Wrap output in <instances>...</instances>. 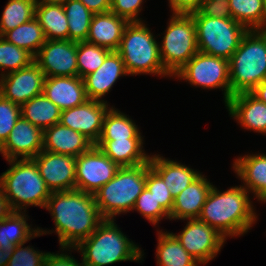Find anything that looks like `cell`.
<instances>
[{
	"label": "cell",
	"instance_id": "obj_1",
	"mask_svg": "<svg viewBox=\"0 0 266 266\" xmlns=\"http://www.w3.org/2000/svg\"><path fill=\"white\" fill-rule=\"evenodd\" d=\"M45 208L51 212L61 248H75L105 220L94 194L77 189L52 192Z\"/></svg>",
	"mask_w": 266,
	"mask_h": 266
},
{
	"label": "cell",
	"instance_id": "obj_2",
	"mask_svg": "<svg viewBox=\"0 0 266 266\" xmlns=\"http://www.w3.org/2000/svg\"><path fill=\"white\" fill-rule=\"evenodd\" d=\"M226 236L242 235L257 221L249 192L242 186L220 192L212 186L198 217Z\"/></svg>",
	"mask_w": 266,
	"mask_h": 266
},
{
	"label": "cell",
	"instance_id": "obj_3",
	"mask_svg": "<svg viewBox=\"0 0 266 266\" xmlns=\"http://www.w3.org/2000/svg\"><path fill=\"white\" fill-rule=\"evenodd\" d=\"M115 219H105L98 228L86 239L82 240L74 249L80 251L85 266H105L120 261L142 260L139 246L124 235Z\"/></svg>",
	"mask_w": 266,
	"mask_h": 266
},
{
	"label": "cell",
	"instance_id": "obj_4",
	"mask_svg": "<svg viewBox=\"0 0 266 266\" xmlns=\"http://www.w3.org/2000/svg\"><path fill=\"white\" fill-rule=\"evenodd\" d=\"M231 97L266 80V30H248L229 60Z\"/></svg>",
	"mask_w": 266,
	"mask_h": 266
},
{
	"label": "cell",
	"instance_id": "obj_5",
	"mask_svg": "<svg viewBox=\"0 0 266 266\" xmlns=\"http://www.w3.org/2000/svg\"><path fill=\"white\" fill-rule=\"evenodd\" d=\"M8 162L11 166L0 176V187L12 211L21 212L30 205L45 208L52 192L36 163L32 159H12Z\"/></svg>",
	"mask_w": 266,
	"mask_h": 266
},
{
	"label": "cell",
	"instance_id": "obj_6",
	"mask_svg": "<svg viewBox=\"0 0 266 266\" xmlns=\"http://www.w3.org/2000/svg\"><path fill=\"white\" fill-rule=\"evenodd\" d=\"M148 162L120 167L115 176L94 193L95 203L104 219L132 211L135 201L145 188Z\"/></svg>",
	"mask_w": 266,
	"mask_h": 266
},
{
	"label": "cell",
	"instance_id": "obj_7",
	"mask_svg": "<svg viewBox=\"0 0 266 266\" xmlns=\"http://www.w3.org/2000/svg\"><path fill=\"white\" fill-rule=\"evenodd\" d=\"M130 75H171L164 69L159 53V44L142 22H129L123 32L117 50Z\"/></svg>",
	"mask_w": 266,
	"mask_h": 266
},
{
	"label": "cell",
	"instance_id": "obj_8",
	"mask_svg": "<svg viewBox=\"0 0 266 266\" xmlns=\"http://www.w3.org/2000/svg\"><path fill=\"white\" fill-rule=\"evenodd\" d=\"M191 15L196 25L198 51L230 60L248 30L233 18L204 16L199 11Z\"/></svg>",
	"mask_w": 266,
	"mask_h": 266
},
{
	"label": "cell",
	"instance_id": "obj_9",
	"mask_svg": "<svg viewBox=\"0 0 266 266\" xmlns=\"http://www.w3.org/2000/svg\"><path fill=\"white\" fill-rule=\"evenodd\" d=\"M198 52L196 25L191 14H172L159 45L164 69L174 76Z\"/></svg>",
	"mask_w": 266,
	"mask_h": 266
},
{
	"label": "cell",
	"instance_id": "obj_10",
	"mask_svg": "<svg viewBox=\"0 0 266 266\" xmlns=\"http://www.w3.org/2000/svg\"><path fill=\"white\" fill-rule=\"evenodd\" d=\"M202 88H224L225 105L231 98L229 60L197 52L174 77Z\"/></svg>",
	"mask_w": 266,
	"mask_h": 266
},
{
	"label": "cell",
	"instance_id": "obj_11",
	"mask_svg": "<svg viewBox=\"0 0 266 266\" xmlns=\"http://www.w3.org/2000/svg\"><path fill=\"white\" fill-rule=\"evenodd\" d=\"M119 166L96 145L76 157L75 189L94 194L107 184Z\"/></svg>",
	"mask_w": 266,
	"mask_h": 266
},
{
	"label": "cell",
	"instance_id": "obj_12",
	"mask_svg": "<svg viewBox=\"0 0 266 266\" xmlns=\"http://www.w3.org/2000/svg\"><path fill=\"white\" fill-rule=\"evenodd\" d=\"M183 231L173 234L182 247L200 264H207L222 248L226 238L198 218L187 219Z\"/></svg>",
	"mask_w": 266,
	"mask_h": 266
},
{
	"label": "cell",
	"instance_id": "obj_13",
	"mask_svg": "<svg viewBox=\"0 0 266 266\" xmlns=\"http://www.w3.org/2000/svg\"><path fill=\"white\" fill-rule=\"evenodd\" d=\"M34 62L45 77L78 76L77 42L70 40H46Z\"/></svg>",
	"mask_w": 266,
	"mask_h": 266
},
{
	"label": "cell",
	"instance_id": "obj_14",
	"mask_svg": "<svg viewBox=\"0 0 266 266\" xmlns=\"http://www.w3.org/2000/svg\"><path fill=\"white\" fill-rule=\"evenodd\" d=\"M0 75V94L19 106L43 92L45 75L34 61L25 68Z\"/></svg>",
	"mask_w": 266,
	"mask_h": 266
},
{
	"label": "cell",
	"instance_id": "obj_15",
	"mask_svg": "<svg viewBox=\"0 0 266 266\" xmlns=\"http://www.w3.org/2000/svg\"><path fill=\"white\" fill-rule=\"evenodd\" d=\"M108 110L107 101L87 100L82 105L61 111L60 123L81 133L96 145Z\"/></svg>",
	"mask_w": 266,
	"mask_h": 266
},
{
	"label": "cell",
	"instance_id": "obj_16",
	"mask_svg": "<svg viewBox=\"0 0 266 266\" xmlns=\"http://www.w3.org/2000/svg\"><path fill=\"white\" fill-rule=\"evenodd\" d=\"M32 160L51 192L75 189L76 157L42 150Z\"/></svg>",
	"mask_w": 266,
	"mask_h": 266
},
{
	"label": "cell",
	"instance_id": "obj_17",
	"mask_svg": "<svg viewBox=\"0 0 266 266\" xmlns=\"http://www.w3.org/2000/svg\"><path fill=\"white\" fill-rule=\"evenodd\" d=\"M44 131L22 116L16 121L7 140L1 146V154L8 160L32 159L43 149Z\"/></svg>",
	"mask_w": 266,
	"mask_h": 266
},
{
	"label": "cell",
	"instance_id": "obj_18",
	"mask_svg": "<svg viewBox=\"0 0 266 266\" xmlns=\"http://www.w3.org/2000/svg\"><path fill=\"white\" fill-rule=\"evenodd\" d=\"M42 93L61 111L88 100L83 79L79 76L45 77Z\"/></svg>",
	"mask_w": 266,
	"mask_h": 266
},
{
	"label": "cell",
	"instance_id": "obj_19",
	"mask_svg": "<svg viewBox=\"0 0 266 266\" xmlns=\"http://www.w3.org/2000/svg\"><path fill=\"white\" fill-rule=\"evenodd\" d=\"M126 75L129 74L122 57L117 51H111L98 69L83 78L88 100L101 101L100 99L110 91L117 79Z\"/></svg>",
	"mask_w": 266,
	"mask_h": 266
},
{
	"label": "cell",
	"instance_id": "obj_20",
	"mask_svg": "<svg viewBox=\"0 0 266 266\" xmlns=\"http://www.w3.org/2000/svg\"><path fill=\"white\" fill-rule=\"evenodd\" d=\"M225 106L229 115L237 119L244 129L266 134V103L251 92L233 95Z\"/></svg>",
	"mask_w": 266,
	"mask_h": 266
},
{
	"label": "cell",
	"instance_id": "obj_21",
	"mask_svg": "<svg viewBox=\"0 0 266 266\" xmlns=\"http://www.w3.org/2000/svg\"><path fill=\"white\" fill-rule=\"evenodd\" d=\"M94 144L81 133L60 122L44 130L43 149L56 154L78 157Z\"/></svg>",
	"mask_w": 266,
	"mask_h": 266
},
{
	"label": "cell",
	"instance_id": "obj_22",
	"mask_svg": "<svg viewBox=\"0 0 266 266\" xmlns=\"http://www.w3.org/2000/svg\"><path fill=\"white\" fill-rule=\"evenodd\" d=\"M128 23L111 11L93 14L86 42L117 51Z\"/></svg>",
	"mask_w": 266,
	"mask_h": 266
},
{
	"label": "cell",
	"instance_id": "obj_23",
	"mask_svg": "<svg viewBox=\"0 0 266 266\" xmlns=\"http://www.w3.org/2000/svg\"><path fill=\"white\" fill-rule=\"evenodd\" d=\"M200 175L187 188L174 198L170 219L198 218L213 184Z\"/></svg>",
	"mask_w": 266,
	"mask_h": 266
},
{
	"label": "cell",
	"instance_id": "obj_24",
	"mask_svg": "<svg viewBox=\"0 0 266 266\" xmlns=\"http://www.w3.org/2000/svg\"><path fill=\"white\" fill-rule=\"evenodd\" d=\"M233 168L258 201L266 202V154H252L234 160Z\"/></svg>",
	"mask_w": 266,
	"mask_h": 266
},
{
	"label": "cell",
	"instance_id": "obj_25",
	"mask_svg": "<svg viewBox=\"0 0 266 266\" xmlns=\"http://www.w3.org/2000/svg\"><path fill=\"white\" fill-rule=\"evenodd\" d=\"M150 166L162 177L166 187L171 191L173 198L178 196L181 191L196 180L201 173L197 170L187 167L177 161L163 158V156L152 155L150 157Z\"/></svg>",
	"mask_w": 266,
	"mask_h": 266
},
{
	"label": "cell",
	"instance_id": "obj_26",
	"mask_svg": "<svg viewBox=\"0 0 266 266\" xmlns=\"http://www.w3.org/2000/svg\"><path fill=\"white\" fill-rule=\"evenodd\" d=\"M143 139L98 141L96 146L119 167L137 166L150 161L143 150Z\"/></svg>",
	"mask_w": 266,
	"mask_h": 266
},
{
	"label": "cell",
	"instance_id": "obj_27",
	"mask_svg": "<svg viewBox=\"0 0 266 266\" xmlns=\"http://www.w3.org/2000/svg\"><path fill=\"white\" fill-rule=\"evenodd\" d=\"M22 213V214H21ZM13 211L0 221V247L3 251L14 249L20 243H26L34 237L46 234V230L30 228L26 222V212Z\"/></svg>",
	"mask_w": 266,
	"mask_h": 266
},
{
	"label": "cell",
	"instance_id": "obj_28",
	"mask_svg": "<svg viewBox=\"0 0 266 266\" xmlns=\"http://www.w3.org/2000/svg\"><path fill=\"white\" fill-rule=\"evenodd\" d=\"M35 18L46 40H68V20L63 5L37 3Z\"/></svg>",
	"mask_w": 266,
	"mask_h": 266
},
{
	"label": "cell",
	"instance_id": "obj_29",
	"mask_svg": "<svg viewBox=\"0 0 266 266\" xmlns=\"http://www.w3.org/2000/svg\"><path fill=\"white\" fill-rule=\"evenodd\" d=\"M21 116L44 131L60 122L61 110L42 93L21 106Z\"/></svg>",
	"mask_w": 266,
	"mask_h": 266
},
{
	"label": "cell",
	"instance_id": "obj_30",
	"mask_svg": "<svg viewBox=\"0 0 266 266\" xmlns=\"http://www.w3.org/2000/svg\"><path fill=\"white\" fill-rule=\"evenodd\" d=\"M156 259L159 266H198L195 260L180 244L173 233L158 232Z\"/></svg>",
	"mask_w": 266,
	"mask_h": 266
},
{
	"label": "cell",
	"instance_id": "obj_31",
	"mask_svg": "<svg viewBox=\"0 0 266 266\" xmlns=\"http://www.w3.org/2000/svg\"><path fill=\"white\" fill-rule=\"evenodd\" d=\"M232 18L247 30H266L263 0H228Z\"/></svg>",
	"mask_w": 266,
	"mask_h": 266
},
{
	"label": "cell",
	"instance_id": "obj_32",
	"mask_svg": "<svg viewBox=\"0 0 266 266\" xmlns=\"http://www.w3.org/2000/svg\"><path fill=\"white\" fill-rule=\"evenodd\" d=\"M137 126L127 115L111 107L105 114L99 141L142 139Z\"/></svg>",
	"mask_w": 266,
	"mask_h": 266
},
{
	"label": "cell",
	"instance_id": "obj_33",
	"mask_svg": "<svg viewBox=\"0 0 266 266\" xmlns=\"http://www.w3.org/2000/svg\"><path fill=\"white\" fill-rule=\"evenodd\" d=\"M3 37L17 47L27 50L33 56L46 42L43 29L35 17L15 29L7 31Z\"/></svg>",
	"mask_w": 266,
	"mask_h": 266
},
{
	"label": "cell",
	"instance_id": "obj_34",
	"mask_svg": "<svg viewBox=\"0 0 266 266\" xmlns=\"http://www.w3.org/2000/svg\"><path fill=\"white\" fill-rule=\"evenodd\" d=\"M68 20V40L86 41L93 13L79 0H69L63 5Z\"/></svg>",
	"mask_w": 266,
	"mask_h": 266
},
{
	"label": "cell",
	"instance_id": "obj_35",
	"mask_svg": "<svg viewBox=\"0 0 266 266\" xmlns=\"http://www.w3.org/2000/svg\"><path fill=\"white\" fill-rule=\"evenodd\" d=\"M36 0H9L0 18V36L35 17Z\"/></svg>",
	"mask_w": 266,
	"mask_h": 266
},
{
	"label": "cell",
	"instance_id": "obj_36",
	"mask_svg": "<svg viewBox=\"0 0 266 266\" xmlns=\"http://www.w3.org/2000/svg\"><path fill=\"white\" fill-rule=\"evenodd\" d=\"M111 50L86 41L77 42L78 76L84 78L93 73L104 62Z\"/></svg>",
	"mask_w": 266,
	"mask_h": 266
},
{
	"label": "cell",
	"instance_id": "obj_37",
	"mask_svg": "<svg viewBox=\"0 0 266 266\" xmlns=\"http://www.w3.org/2000/svg\"><path fill=\"white\" fill-rule=\"evenodd\" d=\"M34 61V56L27 50L17 47L0 36V70L6 73L17 71L29 66Z\"/></svg>",
	"mask_w": 266,
	"mask_h": 266
},
{
	"label": "cell",
	"instance_id": "obj_38",
	"mask_svg": "<svg viewBox=\"0 0 266 266\" xmlns=\"http://www.w3.org/2000/svg\"><path fill=\"white\" fill-rule=\"evenodd\" d=\"M145 187L152 193L161 207L170 215L174 204V198L170 192L171 190L166 187L162 177L150 166L149 162Z\"/></svg>",
	"mask_w": 266,
	"mask_h": 266
},
{
	"label": "cell",
	"instance_id": "obj_39",
	"mask_svg": "<svg viewBox=\"0 0 266 266\" xmlns=\"http://www.w3.org/2000/svg\"><path fill=\"white\" fill-rule=\"evenodd\" d=\"M132 210H137L154 225H157L163 217L170 219V215L161 207L159 202H157L156 198L146 187L136 199Z\"/></svg>",
	"mask_w": 266,
	"mask_h": 266
},
{
	"label": "cell",
	"instance_id": "obj_40",
	"mask_svg": "<svg viewBox=\"0 0 266 266\" xmlns=\"http://www.w3.org/2000/svg\"><path fill=\"white\" fill-rule=\"evenodd\" d=\"M20 116L21 106L5 99L0 94V147L7 140Z\"/></svg>",
	"mask_w": 266,
	"mask_h": 266
},
{
	"label": "cell",
	"instance_id": "obj_41",
	"mask_svg": "<svg viewBox=\"0 0 266 266\" xmlns=\"http://www.w3.org/2000/svg\"><path fill=\"white\" fill-rule=\"evenodd\" d=\"M25 243L14 246L13 254L7 266H42L48 252L42 253L34 248L22 247Z\"/></svg>",
	"mask_w": 266,
	"mask_h": 266
},
{
	"label": "cell",
	"instance_id": "obj_42",
	"mask_svg": "<svg viewBox=\"0 0 266 266\" xmlns=\"http://www.w3.org/2000/svg\"><path fill=\"white\" fill-rule=\"evenodd\" d=\"M143 0H111L110 11L128 22H142L138 19Z\"/></svg>",
	"mask_w": 266,
	"mask_h": 266
},
{
	"label": "cell",
	"instance_id": "obj_43",
	"mask_svg": "<svg viewBox=\"0 0 266 266\" xmlns=\"http://www.w3.org/2000/svg\"><path fill=\"white\" fill-rule=\"evenodd\" d=\"M198 11L204 16L232 18L230 7L226 1H202Z\"/></svg>",
	"mask_w": 266,
	"mask_h": 266
},
{
	"label": "cell",
	"instance_id": "obj_44",
	"mask_svg": "<svg viewBox=\"0 0 266 266\" xmlns=\"http://www.w3.org/2000/svg\"><path fill=\"white\" fill-rule=\"evenodd\" d=\"M42 266H85L82 263H78L73 256L67 255V253H50L46 255Z\"/></svg>",
	"mask_w": 266,
	"mask_h": 266
},
{
	"label": "cell",
	"instance_id": "obj_45",
	"mask_svg": "<svg viewBox=\"0 0 266 266\" xmlns=\"http://www.w3.org/2000/svg\"><path fill=\"white\" fill-rule=\"evenodd\" d=\"M173 14H192L197 12L202 0H168Z\"/></svg>",
	"mask_w": 266,
	"mask_h": 266
},
{
	"label": "cell",
	"instance_id": "obj_46",
	"mask_svg": "<svg viewBox=\"0 0 266 266\" xmlns=\"http://www.w3.org/2000/svg\"><path fill=\"white\" fill-rule=\"evenodd\" d=\"M81 1L93 14L104 13L110 11L111 0H79Z\"/></svg>",
	"mask_w": 266,
	"mask_h": 266
},
{
	"label": "cell",
	"instance_id": "obj_47",
	"mask_svg": "<svg viewBox=\"0 0 266 266\" xmlns=\"http://www.w3.org/2000/svg\"><path fill=\"white\" fill-rule=\"evenodd\" d=\"M251 93L257 97L260 101L266 103V80L257 85Z\"/></svg>",
	"mask_w": 266,
	"mask_h": 266
},
{
	"label": "cell",
	"instance_id": "obj_48",
	"mask_svg": "<svg viewBox=\"0 0 266 266\" xmlns=\"http://www.w3.org/2000/svg\"><path fill=\"white\" fill-rule=\"evenodd\" d=\"M14 249H8L6 251H3L0 247V266H7Z\"/></svg>",
	"mask_w": 266,
	"mask_h": 266
},
{
	"label": "cell",
	"instance_id": "obj_49",
	"mask_svg": "<svg viewBox=\"0 0 266 266\" xmlns=\"http://www.w3.org/2000/svg\"><path fill=\"white\" fill-rule=\"evenodd\" d=\"M37 3H47V4H56V5H64L69 0H36Z\"/></svg>",
	"mask_w": 266,
	"mask_h": 266
},
{
	"label": "cell",
	"instance_id": "obj_50",
	"mask_svg": "<svg viewBox=\"0 0 266 266\" xmlns=\"http://www.w3.org/2000/svg\"><path fill=\"white\" fill-rule=\"evenodd\" d=\"M202 1H226L228 2V0H202Z\"/></svg>",
	"mask_w": 266,
	"mask_h": 266
},
{
	"label": "cell",
	"instance_id": "obj_51",
	"mask_svg": "<svg viewBox=\"0 0 266 266\" xmlns=\"http://www.w3.org/2000/svg\"><path fill=\"white\" fill-rule=\"evenodd\" d=\"M263 2H264V6H265V8H266V0H263Z\"/></svg>",
	"mask_w": 266,
	"mask_h": 266
}]
</instances>
